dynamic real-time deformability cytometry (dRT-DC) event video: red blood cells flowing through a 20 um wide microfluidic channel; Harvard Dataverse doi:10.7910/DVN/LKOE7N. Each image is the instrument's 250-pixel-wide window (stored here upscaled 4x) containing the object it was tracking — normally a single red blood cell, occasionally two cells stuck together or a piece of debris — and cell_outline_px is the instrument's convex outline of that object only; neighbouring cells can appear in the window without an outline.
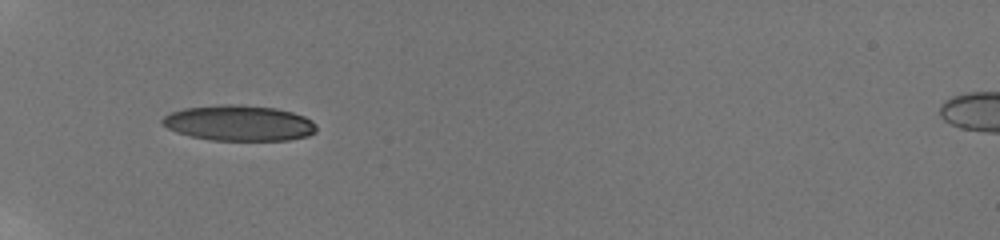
{"species": "human", "species_latin": "Homo sapiens", "temperature_condition": "room temperature", "stored_images_in_passage": 47, "camera_frame_rate_fps": 3000, "um_per_image_px": 0.085, "donor": {"sex": "male"}, "frame": {"image": 1, "passage_image": 1, "time_ms": 0.0, "image_size_px": [1000, 240], "cell_outline_px": [[316, 132], [308, 136], [288, 140], [212, 140], [192, 136], [176, 132], [160, 124], [160, 120], [164, 116], [172, 112], [184, 108], [220, 104], [240, 104], [276, 108], [292, 112], [304, 116], [312, 120], [316, 124]], "centroid_in_image_um": [20.32, 10.45], "position_along_channel_um": 64.7, "area_um2": 32.14}}
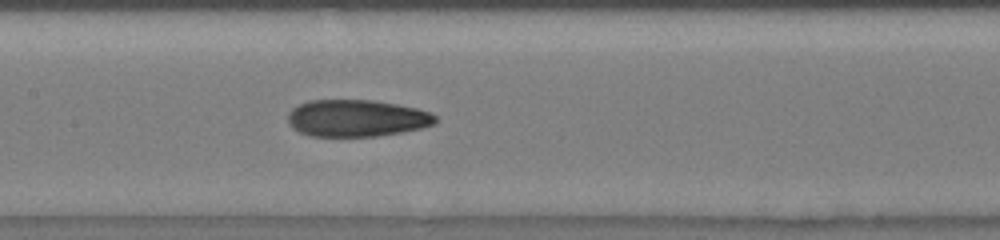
{"frame": {"image": 2, "passage_image": 15, "time_ms": 3.333, "image_size_px": [1000, 240], "cell_outline_px": [[436, 124], [424, 128], [376, 136], [308, 136], [292, 128], [288, 124], [288, 112], [292, 108], [308, 100], [372, 100], [396, 104], [416, 108], [428, 112], [436, 116]], "centroid_in_image_um": [30.29, 10.05], "position_along_channel_um": 177.1, "area_um2": 31.85}}
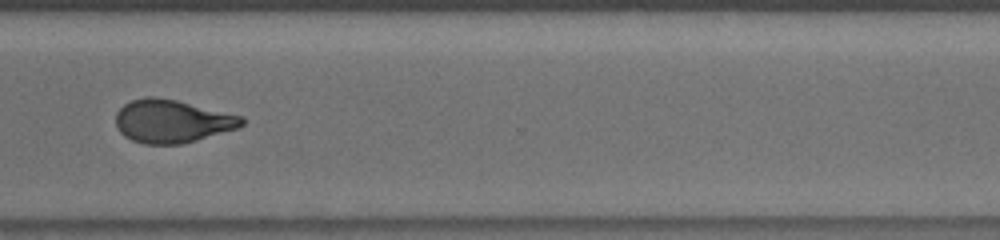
{"frame": {"image": 3, "passage_image": 33, "time_ms": 8.0, "image_size_px": [1000, 240], "cell_outline_px": [[244, 124], [236, 128], [196, 140], [180, 144], [144, 144], [132, 140], [124, 136], [120, 132], [116, 124], [116, 112], [124, 104], [132, 100], [148, 96], [156, 96], [176, 100], [244, 116]], "centroid_in_image_um": [14.6, 10.29], "position_along_channel_um": 356.0, "area_um2": 31.5}, "authors_computed_cell_mechanics": {"area_um2": 31.8478, "velocity_mm_per_s": 3.8418, "shape_relaxation_time_tau1_ms": null, "shape_relaxation_time_tau2_ms": 1.6497, "deformation_change_tau1": null, "deformation_change_tau2": 0.0824}}